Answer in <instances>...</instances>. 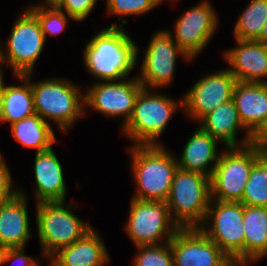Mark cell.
Returning <instances> with one entry per match:
<instances>
[{
	"mask_svg": "<svg viewBox=\"0 0 267 266\" xmlns=\"http://www.w3.org/2000/svg\"><path fill=\"white\" fill-rule=\"evenodd\" d=\"M30 76L31 73L17 75L24 85L6 86L0 123L8 121L12 124L35 114Z\"/></svg>",
	"mask_w": 267,
	"mask_h": 266,
	"instance_id": "cell-25",
	"label": "cell"
},
{
	"mask_svg": "<svg viewBox=\"0 0 267 266\" xmlns=\"http://www.w3.org/2000/svg\"><path fill=\"white\" fill-rule=\"evenodd\" d=\"M117 22L98 33L87 43L84 51L86 69L103 81L120 80L132 72L138 57V47L122 25Z\"/></svg>",
	"mask_w": 267,
	"mask_h": 266,
	"instance_id": "cell-1",
	"label": "cell"
},
{
	"mask_svg": "<svg viewBox=\"0 0 267 266\" xmlns=\"http://www.w3.org/2000/svg\"><path fill=\"white\" fill-rule=\"evenodd\" d=\"M28 9L38 18L45 40L47 35H57L61 33L67 25L68 18L66 14L57 7Z\"/></svg>",
	"mask_w": 267,
	"mask_h": 266,
	"instance_id": "cell-29",
	"label": "cell"
},
{
	"mask_svg": "<svg viewBox=\"0 0 267 266\" xmlns=\"http://www.w3.org/2000/svg\"><path fill=\"white\" fill-rule=\"evenodd\" d=\"M31 88L35 114L47 123L54 120L62 132L85 113L84 95L66 79H46L31 83Z\"/></svg>",
	"mask_w": 267,
	"mask_h": 266,
	"instance_id": "cell-4",
	"label": "cell"
},
{
	"mask_svg": "<svg viewBox=\"0 0 267 266\" xmlns=\"http://www.w3.org/2000/svg\"><path fill=\"white\" fill-rule=\"evenodd\" d=\"M137 246L134 266H174L171 244Z\"/></svg>",
	"mask_w": 267,
	"mask_h": 266,
	"instance_id": "cell-28",
	"label": "cell"
},
{
	"mask_svg": "<svg viewBox=\"0 0 267 266\" xmlns=\"http://www.w3.org/2000/svg\"><path fill=\"white\" fill-rule=\"evenodd\" d=\"M263 154L253 145L229 147L222 152L210 177L211 199L240 202L251 169Z\"/></svg>",
	"mask_w": 267,
	"mask_h": 266,
	"instance_id": "cell-7",
	"label": "cell"
},
{
	"mask_svg": "<svg viewBox=\"0 0 267 266\" xmlns=\"http://www.w3.org/2000/svg\"><path fill=\"white\" fill-rule=\"evenodd\" d=\"M206 1L188 9L175 24V42L193 59L205 49L217 28V15Z\"/></svg>",
	"mask_w": 267,
	"mask_h": 266,
	"instance_id": "cell-14",
	"label": "cell"
},
{
	"mask_svg": "<svg viewBox=\"0 0 267 266\" xmlns=\"http://www.w3.org/2000/svg\"><path fill=\"white\" fill-rule=\"evenodd\" d=\"M211 217L213 223L211 228H207L208 224H204L210 221ZM243 217L244 205L241 202L211 199L204 224L199 227L229 258L236 260L241 266H245Z\"/></svg>",
	"mask_w": 267,
	"mask_h": 266,
	"instance_id": "cell-8",
	"label": "cell"
},
{
	"mask_svg": "<svg viewBox=\"0 0 267 266\" xmlns=\"http://www.w3.org/2000/svg\"><path fill=\"white\" fill-rule=\"evenodd\" d=\"M243 205L267 207V155L254 164L240 201Z\"/></svg>",
	"mask_w": 267,
	"mask_h": 266,
	"instance_id": "cell-27",
	"label": "cell"
},
{
	"mask_svg": "<svg viewBox=\"0 0 267 266\" xmlns=\"http://www.w3.org/2000/svg\"><path fill=\"white\" fill-rule=\"evenodd\" d=\"M34 161L37 204L42 202H64L67 189L63 177V169L52 148L36 153Z\"/></svg>",
	"mask_w": 267,
	"mask_h": 266,
	"instance_id": "cell-19",
	"label": "cell"
},
{
	"mask_svg": "<svg viewBox=\"0 0 267 266\" xmlns=\"http://www.w3.org/2000/svg\"><path fill=\"white\" fill-rule=\"evenodd\" d=\"M217 142L211 134L198 128L185 144L181 159L177 160L178 167L211 177L220 158ZM212 162L214 165L209 168Z\"/></svg>",
	"mask_w": 267,
	"mask_h": 266,
	"instance_id": "cell-21",
	"label": "cell"
},
{
	"mask_svg": "<svg viewBox=\"0 0 267 266\" xmlns=\"http://www.w3.org/2000/svg\"><path fill=\"white\" fill-rule=\"evenodd\" d=\"M50 261V266H103L109 257L98 232L92 229L72 245L59 249Z\"/></svg>",
	"mask_w": 267,
	"mask_h": 266,
	"instance_id": "cell-20",
	"label": "cell"
},
{
	"mask_svg": "<svg viewBox=\"0 0 267 266\" xmlns=\"http://www.w3.org/2000/svg\"><path fill=\"white\" fill-rule=\"evenodd\" d=\"M180 105L183 104L178 105L173 99L150 93L143 87L135 100L131 118L122 127V133L133 140V145H159L156 138L165 130Z\"/></svg>",
	"mask_w": 267,
	"mask_h": 266,
	"instance_id": "cell-6",
	"label": "cell"
},
{
	"mask_svg": "<svg viewBox=\"0 0 267 266\" xmlns=\"http://www.w3.org/2000/svg\"><path fill=\"white\" fill-rule=\"evenodd\" d=\"M238 46L225 52L228 69L239 82L267 83V45L236 39Z\"/></svg>",
	"mask_w": 267,
	"mask_h": 266,
	"instance_id": "cell-16",
	"label": "cell"
},
{
	"mask_svg": "<svg viewBox=\"0 0 267 266\" xmlns=\"http://www.w3.org/2000/svg\"><path fill=\"white\" fill-rule=\"evenodd\" d=\"M66 202H42L36 207V223L42 257L48 259L59 249L72 245L93 228L82 222Z\"/></svg>",
	"mask_w": 267,
	"mask_h": 266,
	"instance_id": "cell-5",
	"label": "cell"
},
{
	"mask_svg": "<svg viewBox=\"0 0 267 266\" xmlns=\"http://www.w3.org/2000/svg\"><path fill=\"white\" fill-rule=\"evenodd\" d=\"M13 137L24 147L36 148V153L47 151L56 142V137L49 123L38 114H34L12 124Z\"/></svg>",
	"mask_w": 267,
	"mask_h": 266,
	"instance_id": "cell-24",
	"label": "cell"
},
{
	"mask_svg": "<svg viewBox=\"0 0 267 266\" xmlns=\"http://www.w3.org/2000/svg\"><path fill=\"white\" fill-rule=\"evenodd\" d=\"M14 260L21 266H38L36 260L32 257L24 255V248H7L3 249L2 254L0 256V266L6 262Z\"/></svg>",
	"mask_w": 267,
	"mask_h": 266,
	"instance_id": "cell-33",
	"label": "cell"
},
{
	"mask_svg": "<svg viewBox=\"0 0 267 266\" xmlns=\"http://www.w3.org/2000/svg\"><path fill=\"white\" fill-rule=\"evenodd\" d=\"M45 4L43 5H34L32 7L29 8H39V7H45V8H51V7H58L63 0H44Z\"/></svg>",
	"mask_w": 267,
	"mask_h": 266,
	"instance_id": "cell-36",
	"label": "cell"
},
{
	"mask_svg": "<svg viewBox=\"0 0 267 266\" xmlns=\"http://www.w3.org/2000/svg\"><path fill=\"white\" fill-rule=\"evenodd\" d=\"M3 248L0 246V256L2 254Z\"/></svg>",
	"mask_w": 267,
	"mask_h": 266,
	"instance_id": "cell-40",
	"label": "cell"
},
{
	"mask_svg": "<svg viewBox=\"0 0 267 266\" xmlns=\"http://www.w3.org/2000/svg\"><path fill=\"white\" fill-rule=\"evenodd\" d=\"M237 82L228 69L204 76L182 97V108L191 118L200 122L219 105L233 99Z\"/></svg>",
	"mask_w": 267,
	"mask_h": 266,
	"instance_id": "cell-12",
	"label": "cell"
},
{
	"mask_svg": "<svg viewBox=\"0 0 267 266\" xmlns=\"http://www.w3.org/2000/svg\"><path fill=\"white\" fill-rule=\"evenodd\" d=\"M5 90H6V86H5V83L3 81V73H2V71H0V121H1V116H2Z\"/></svg>",
	"mask_w": 267,
	"mask_h": 266,
	"instance_id": "cell-35",
	"label": "cell"
},
{
	"mask_svg": "<svg viewBox=\"0 0 267 266\" xmlns=\"http://www.w3.org/2000/svg\"><path fill=\"white\" fill-rule=\"evenodd\" d=\"M11 175L4 160H0V205L16 196L19 191L13 189Z\"/></svg>",
	"mask_w": 267,
	"mask_h": 266,
	"instance_id": "cell-32",
	"label": "cell"
},
{
	"mask_svg": "<svg viewBox=\"0 0 267 266\" xmlns=\"http://www.w3.org/2000/svg\"><path fill=\"white\" fill-rule=\"evenodd\" d=\"M161 4L159 0H107L108 13L121 16L122 24H126L124 15H141Z\"/></svg>",
	"mask_w": 267,
	"mask_h": 266,
	"instance_id": "cell-30",
	"label": "cell"
},
{
	"mask_svg": "<svg viewBox=\"0 0 267 266\" xmlns=\"http://www.w3.org/2000/svg\"><path fill=\"white\" fill-rule=\"evenodd\" d=\"M251 145L256 147L262 154L267 155V119L252 135Z\"/></svg>",
	"mask_w": 267,
	"mask_h": 266,
	"instance_id": "cell-34",
	"label": "cell"
},
{
	"mask_svg": "<svg viewBox=\"0 0 267 266\" xmlns=\"http://www.w3.org/2000/svg\"><path fill=\"white\" fill-rule=\"evenodd\" d=\"M180 227L171 218L166 202L144 201L132 197L125 230L137 246L156 245L165 234L169 243Z\"/></svg>",
	"mask_w": 267,
	"mask_h": 266,
	"instance_id": "cell-9",
	"label": "cell"
},
{
	"mask_svg": "<svg viewBox=\"0 0 267 266\" xmlns=\"http://www.w3.org/2000/svg\"><path fill=\"white\" fill-rule=\"evenodd\" d=\"M220 266H241L236 260L227 258Z\"/></svg>",
	"mask_w": 267,
	"mask_h": 266,
	"instance_id": "cell-38",
	"label": "cell"
},
{
	"mask_svg": "<svg viewBox=\"0 0 267 266\" xmlns=\"http://www.w3.org/2000/svg\"><path fill=\"white\" fill-rule=\"evenodd\" d=\"M257 42L263 43L265 45H267V20L261 30V33L258 37Z\"/></svg>",
	"mask_w": 267,
	"mask_h": 266,
	"instance_id": "cell-37",
	"label": "cell"
},
{
	"mask_svg": "<svg viewBox=\"0 0 267 266\" xmlns=\"http://www.w3.org/2000/svg\"><path fill=\"white\" fill-rule=\"evenodd\" d=\"M266 20L267 0H251L236 22L235 39L257 41Z\"/></svg>",
	"mask_w": 267,
	"mask_h": 266,
	"instance_id": "cell-26",
	"label": "cell"
},
{
	"mask_svg": "<svg viewBox=\"0 0 267 266\" xmlns=\"http://www.w3.org/2000/svg\"><path fill=\"white\" fill-rule=\"evenodd\" d=\"M24 10L11 30L6 55L1 52L2 63L8 61L14 76L32 74L46 42L38 18L29 9Z\"/></svg>",
	"mask_w": 267,
	"mask_h": 266,
	"instance_id": "cell-10",
	"label": "cell"
},
{
	"mask_svg": "<svg viewBox=\"0 0 267 266\" xmlns=\"http://www.w3.org/2000/svg\"><path fill=\"white\" fill-rule=\"evenodd\" d=\"M245 265L267 255V207L244 205Z\"/></svg>",
	"mask_w": 267,
	"mask_h": 266,
	"instance_id": "cell-23",
	"label": "cell"
},
{
	"mask_svg": "<svg viewBox=\"0 0 267 266\" xmlns=\"http://www.w3.org/2000/svg\"><path fill=\"white\" fill-rule=\"evenodd\" d=\"M142 88L137 76L127 81L95 83L84 95V104L108 117L123 116V127L132 116L135 100Z\"/></svg>",
	"mask_w": 267,
	"mask_h": 266,
	"instance_id": "cell-13",
	"label": "cell"
},
{
	"mask_svg": "<svg viewBox=\"0 0 267 266\" xmlns=\"http://www.w3.org/2000/svg\"><path fill=\"white\" fill-rule=\"evenodd\" d=\"M1 52H2V50L0 49V65L2 64ZM0 71H2V70H1V67H0Z\"/></svg>",
	"mask_w": 267,
	"mask_h": 266,
	"instance_id": "cell-39",
	"label": "cell"
},
{
	"mask_svg": "<svg viewBox=\"0 0 267 266\" xmlns=\"http://www.w3.org/2000/svg\"><path fill=\"white\" fill-rule=\"evenodd\" d=\"M200 121L202 123L200 127L218 141H222L227 148L251 144L252 137H244L240 142L237 141V129L244 128V126L240 121L233 99L219 105Z\"/></svg>",
	"mask_w": 267,
	"mask_h": 266,
	"instance_id": "cell-22",
	"label": "cell"
},
{
	"mask_svg": "<svg viewBox=\"0 0 267 266\" xmlns=\"http://www.w3.org/2000/svg\"><path fill=\"white\" fill-rule=\"evenodd\" d=\"M130 149L133 176L138 192L133 198L166 202L174 175L178 170L175 160L162 145H133Z\"/></svg>",
	"mask_w": 267,
	"mask_h": 266,
	"instance_id": "cell-2",
	"label": "cell"
},
{
	"mask_svg": "<svg viewBox=\"0 0 267 266\" xmlns=\"http://www.w3.org/2000/svg\"><path fill=\"white\" fill-rule=\"evenodd\" d=\"M25 194L19 193L0 205V246L25 248L31 234Z\"/></svg>",
	"mask_w": 267,
	"mask_h": 266,
	"instance_id": "cell-18",
	"label": "cell"
},
{
	"mask_svg": "<svg viewBox=\"0 0 267 266\" xmlns=\"http://www.w3.org/2000/svg\"><path fill=\"white\" fill-rule=\"evenodd\" d=\"M97 0H63L57 7L74 21L84 20L95 7Z\"/></svg>",
	"mask_w": 267,
	"mask_h": 266,
	"instance_id": "cell-31",
	"label": "cell"
},
{
	"mask_svg": "<svg viewBox=\"0 0 267 266\" xmlns=\"http://www.w3.org/2000/svg\"><path fill=\"white\" fill-rule=\"evenodd\" d=\"M233 100L244 129L252 137L267 119V83L237 82Z\"/></svg>",
	"mask_w": 267,
	"mask_h": 266,
	"instance_id": "cell-17",
	"label": "cell"
},
{
	"mask_svg": "<svg viewBox=\"0 0 267 266\" xmlns=\"http://www.w3.org/2000/svg\"><path fill=\"white\" fill-rule=\"evenodd\" d=\"M170 244L174 266H220L228 258L199 228H180Z\"/></svg>",
	"mask_w": 267,
	"mask_h": 266,
	"instance_id": "cell-15",
	"label": "cell"
},
{
	"mask_svg": "<svg viewBox=\"0 0 267 266\" xmlns=\"http://www.w3.org/2000/svg\"><path fill=\"white\" fill-rule=\"evenodd\" d=\"M210 200V177L178 168L166 201L173 221L180 228H199Z\"/></svg>",
	"mask_w": 267,
	"mask_h": 266,
	"instance_id": "cell-3",
	"label": "cell"
},
{
	"mask_svg": "<svg viewBox=\"0 0 267 266\" xmlns=\"http://www.w3.org/2000/svg\"><path fill=\"white\" fill-rule=\"evenodd\" d=\"M191 59L175 42L168 30L157 32L151 39L137 76L144 88H159L168 85L175 71L178 55Z\"/></svg>",
	"mask_w": 267,
	"mask_h": 266,
	"instance_id": "cell-11",
	"label": "cell"
}]
</instances>
